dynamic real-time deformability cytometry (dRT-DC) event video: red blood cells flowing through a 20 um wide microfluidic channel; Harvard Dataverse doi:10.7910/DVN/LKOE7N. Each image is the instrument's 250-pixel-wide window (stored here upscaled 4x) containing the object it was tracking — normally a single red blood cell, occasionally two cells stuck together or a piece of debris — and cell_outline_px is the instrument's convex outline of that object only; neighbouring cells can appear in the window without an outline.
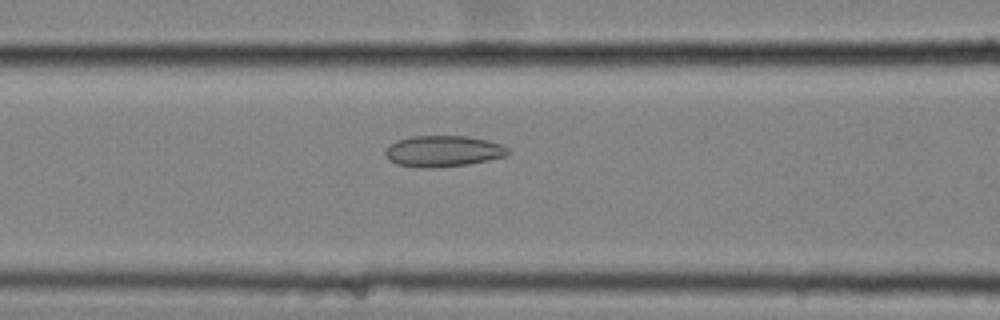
{"species": "common noctule bat (a hibernating species)", "species_latin": "Nyctalus noctula", "temperature_condition": "cold", "stored_images_in_passage": 44, "camera_frame_rate_fps": 3000, "um_per_image_px": 0.085, "animal": {"sex": "female", "body_mass_g": 25.1}, "frame": {"image": 1, "passage_image": 11, "time_ms": 3.333, "image_size_px": [1000, 320], "cell_outline_px": [[512, 152], [508, 156], [468, 164], [436, 168], [420, 168], [396, 164], [384, 152], [388, 144], [396, 140], [412, 136], [468, 136], [488, 140], [500, 144], [508, 148]], "centroid_in_image_um": [37.69, 12.85], "position_along_channel_um": 128.9, "area_um2": 22.48}}
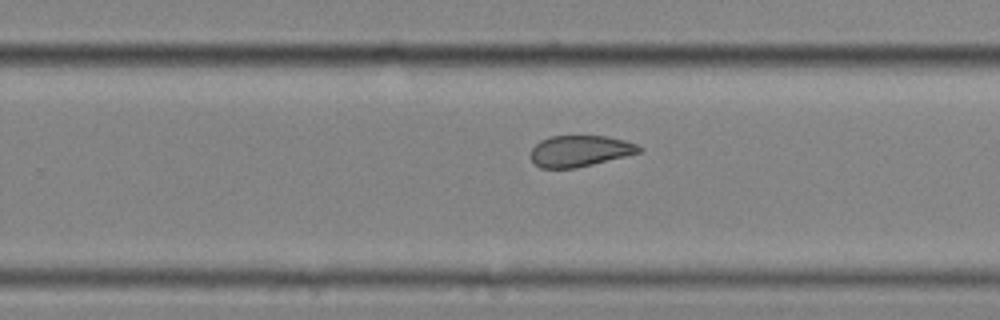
{"frame": {"image": 2, "passage_image": 24, "time_ms": 7.667, "image_size_px": [1000, 320], "cell_outline_px": [[644, 148], [640, 152], [576, 168], [540, 168], [528, 156], [532, 148], [540, 140], [548, 136], [608, 136], [624, 140], [636, 144]], "centroid_in_image_um": [49.25, 12.82], "position_along_channel_um": 280.5, "area_um2": 19.71}}
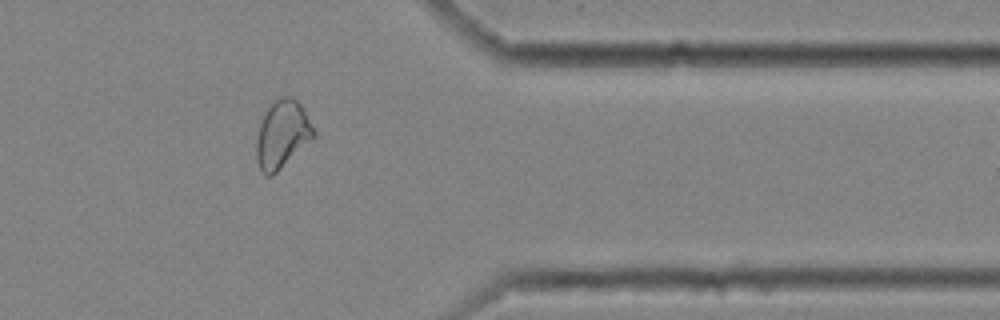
{"frame": {"image": 3, "passage_image": 34, "time_ms": 11.0, "image_size_px": [1000, 320], "cell_outline_px": [[316, 136], [272, 176], [264, 176], [256, 160], [256, 140], [260, 124], [264, 112], [272, 100], [280, 96], [292, 96], [300, 104], [316, 132]], "centroid_in_image_um": [23.97, 11.4], "position_along_channel_um": 387.4, "area_um2": 22.72}, "authors_computed_cell_mechanics": {"area_um2": 21.9929, "velocity_mm_per_s": 3.505, "shape_relaxation_time_tau1_ms": null, "shape_relaxation_time_tau2_ms": 2.1289, "deformation_change_tau1": null, "deformation_change_tau2": 0.0862}}